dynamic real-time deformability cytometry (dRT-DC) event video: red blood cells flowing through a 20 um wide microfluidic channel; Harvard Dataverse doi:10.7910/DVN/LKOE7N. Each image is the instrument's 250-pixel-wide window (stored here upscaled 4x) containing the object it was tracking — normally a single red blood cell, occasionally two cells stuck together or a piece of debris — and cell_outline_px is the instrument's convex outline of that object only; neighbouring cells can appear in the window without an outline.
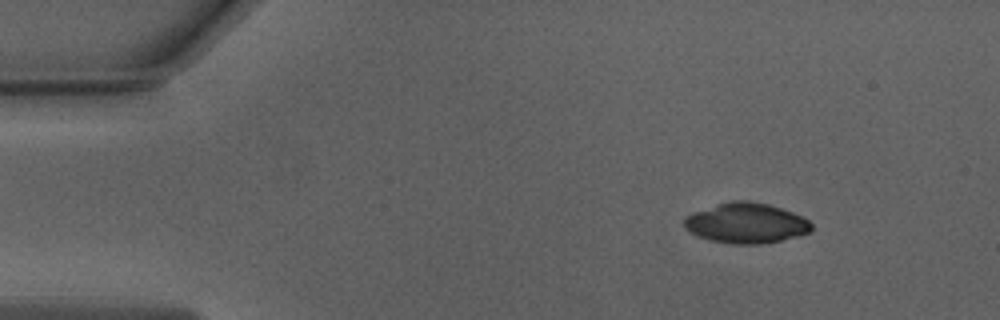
{"species": "Egyptian fruit bat (a non-hibernating species)", "species_latin": "Rousettus aegyptiacus", "temperature_condition": "warm", "stored_images_in_passage": 47, "camera_frame_rate_fps": 3000, "um_per_image_px": 0.085, "animal": {"sex": "male"}, "frame": {"image": 1, "passage_image": 3, "time_ms": 0.667, "image_size_px": [1000, 320], "cell_outline_px": [[812, 228], [808, 232], [796, 236], [780, 240], [756, 244], [732, 244], [712, 240], [700, 236], [684, 228], [684, 216], [692, 212], [716, 204], [732, 200], [748, 200], [768, 204], [792, 212], [808, 220], [812, 224]], "centroid_in_image_um": [63.38, 18.94], "position_along_channel_um": 21.6, "area_um2": 29.59}}
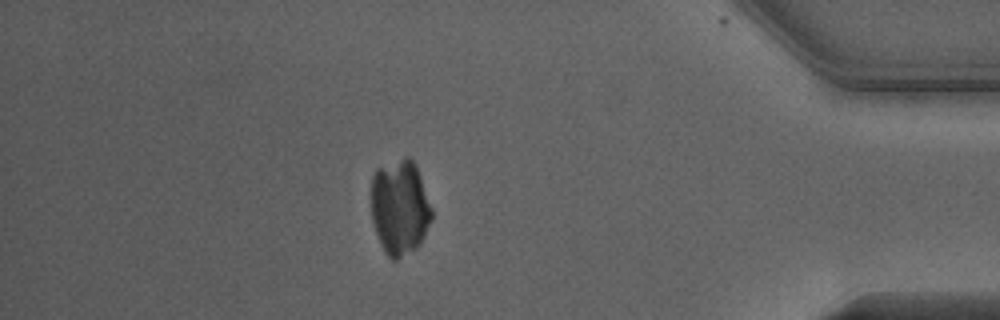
{"frame": {"image": 2, "passage_image": 41, "time_ms": 13.333, "image_size_px": [1000, 320], "cell_outline_px": [[432, 220], [420, 244], [416, 248], [396, 260], [392, 260], [384, 252], [380, 244], [372, 220], [372, 176], [376, 168], [404, 156], [408, 156], [416, 164], [432, 208]], "centroid_in_image_um": [33.99, 17.61], "position_along_channel_um": 401.2, "area_um2": 33.81}}